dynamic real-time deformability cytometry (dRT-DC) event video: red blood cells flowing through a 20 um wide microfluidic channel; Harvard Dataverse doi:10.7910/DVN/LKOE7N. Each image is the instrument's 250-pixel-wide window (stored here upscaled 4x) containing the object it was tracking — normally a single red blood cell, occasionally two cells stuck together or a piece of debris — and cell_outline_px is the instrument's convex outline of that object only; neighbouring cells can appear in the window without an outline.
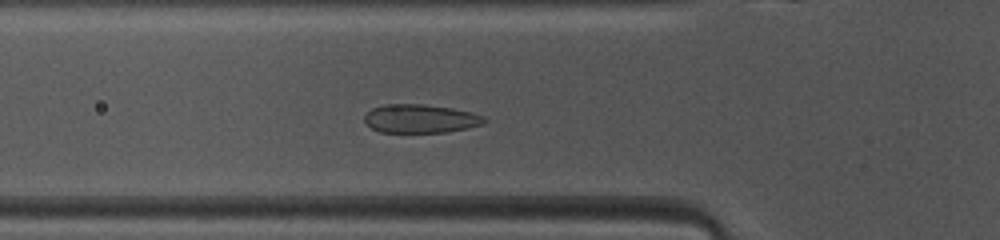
{"species": "common noctule bat (a hibernating species)", "species_latin": "Nyctalus noctula", "temperature_condition": "warm", "stored_images_in_passage": 40, "camera_frame_rate_fps": 3000, "um_per_image_px": 0.085, "animal": {"sex": "female", "body_mass_g": 10.0, "forearm_length_mm": 53.1}, "frame": {"image": 1, "passage_image": 6, "time_ms": 1.667, "image_size_px": [1000, 240], "cell_outline_px": [[488, 120], [484, 124], [468, 128], [448, 132], [380, 132], [372, 128], [364, 120], [364, 116], [372, 108], [384, 104], [424, 104], [452, 108], [472, 112], [484, 116]], "centroid_in_image_um": [35.77, 10.08], "position_along_channel_um": 90.0, "area_um2": 20.06}}
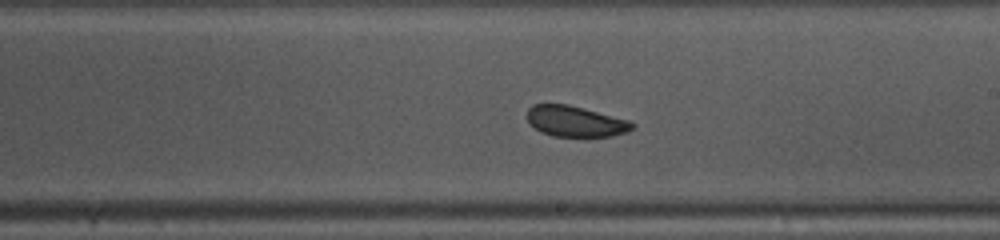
{"frame": {"image": 2, "passage_image": 17, "time_ms": 5.333, "image_size_px": [1000, 240], "cell_outline_px": [[636, 124], [628, 132], [612, 136], [588, 140], [552, 136], [540, 132], [528, 120], [528, 108], [532, 104], [568, 104], [628, 120]], "centroid_in_image_um": [48.94, 10.37], "position_along_channel_um": 240.1, "area_um2": 19.54}}
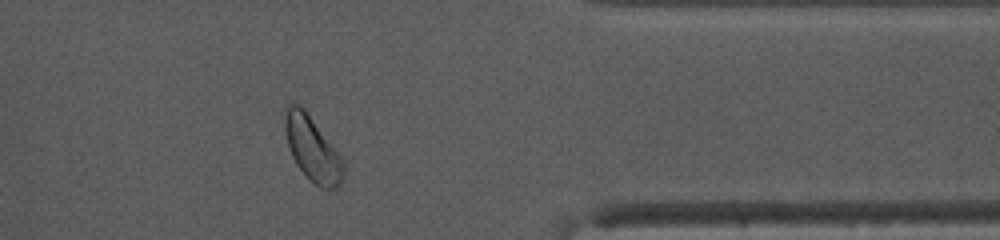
{"frame": {"image": 3, "passage_image": 29, "time_ms": 9.333, "image_size_px": [1000, 240], "cell_outline_px": [[344, 176], [340, 184], [336, 188], [320, 188], [296, 164], [292, 156], [288, 144], [284, 128], [284, 108], [288, 104], [296, 104], [304, 108], [344, 160]], "centroid_in_image_um": [26.55, 12.63], "position_along_channel_um": 384.8, "area_um2": 21.79}, "authors_computed_cell_mechanics": {"area_um2": 20.4901, "velocity_mm_per_s": 4.0794, "shape_relaxation_time_tau1_ms": 1.812, "shape_relaxation_time_tau2_ms": null, "deformation_change_tau1": 0.0577, "deformation_change_tau2": null}}